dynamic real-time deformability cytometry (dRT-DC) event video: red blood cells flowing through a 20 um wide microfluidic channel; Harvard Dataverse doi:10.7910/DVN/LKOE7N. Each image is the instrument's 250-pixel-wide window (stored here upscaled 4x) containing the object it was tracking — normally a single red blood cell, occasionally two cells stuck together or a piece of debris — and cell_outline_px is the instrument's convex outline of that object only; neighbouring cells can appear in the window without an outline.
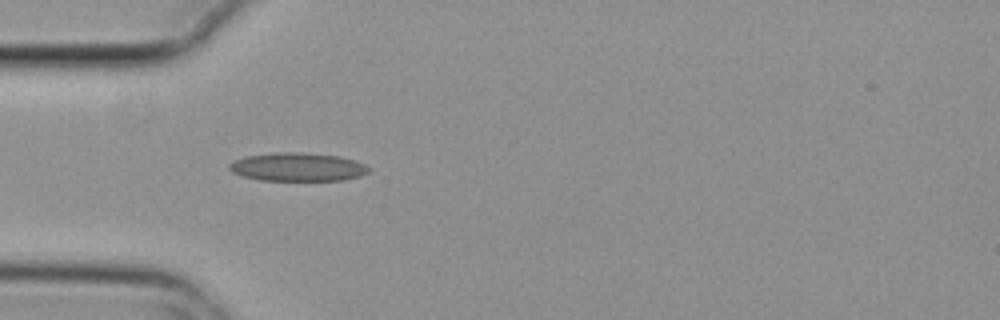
{"species": "common noctule bat (a hibernating species)", "species_latin": "Nyctalus noctula", "temperature_condition": "cold", "stored_images_in_passage": 2, "camera_frame_rate_fps": 3000, "um_per_image_px": 0.085, "animal": {"sex": "female", "body_mass_g": 29.2, "forearm_length_mm": 56.3}, "frame": {"image": 1, "passage_image": 1, "time_ms": 0.0, "image_size_px": [1000, 320], "cell_outline_px": [[372, 168], [368, 172], [360, 176], [344, 180], [260, 180], [244, 176], [232, 172], [228, 168], [228, 164], [236, 160], [248, 156], [276, 152], [300, 152], [340, 156], [364, 164]], "centroid_in_image_um": [25.32, 14.19], "position_along_channel_um": 59.7, "area_um2": 22.95}}
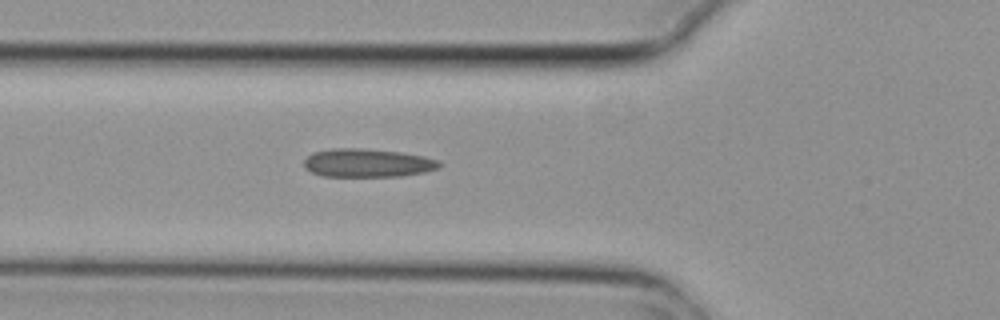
{"frame": {"image": 2, "passage_image": 2, "time_ms": 0.333, "image_size_px": [1000, 320], "cell_outline_px": [[440, 168], [424, 172], [400, 176], [324, 176], [312, 172], [304, 168], [304, 160], [312, 152], [332, 148], [360, 148], [400, 152], [424, 156], [440, 160]], "centroid_in_image_um": [31.24, 13.84], "position_along_channel_um": 94.6, "area_um2": 22.43}}